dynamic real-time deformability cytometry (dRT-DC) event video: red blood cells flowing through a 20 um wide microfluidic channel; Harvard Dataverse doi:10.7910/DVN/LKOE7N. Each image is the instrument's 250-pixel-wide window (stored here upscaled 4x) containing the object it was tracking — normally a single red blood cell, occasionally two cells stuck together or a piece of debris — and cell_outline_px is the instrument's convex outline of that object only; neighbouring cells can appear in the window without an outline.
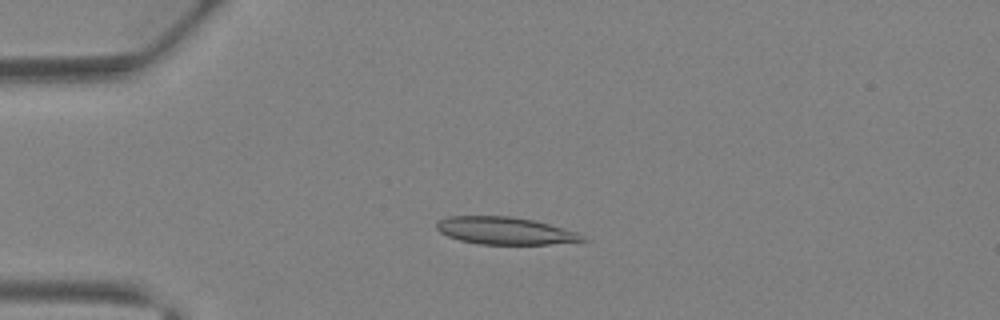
{"species": "Egyptian fruit bat (a non-hibernating species)", "species_latin": "Rousettus aegyptiacus", "temperature_condition": "warm", "stored_images_in_passage": 30, "camera_frame_rate_fps": 3000, "um_per_image_px": 0.085, "animal": {"sex": "female"}, "frame": {"image": 1, "passage_image": 8, "time_ms": 2.333, "image_size_px": [1000, 320], "cell_outline_px": [[576, 240], [540, 244], [488, 244], [464, 240], [452, 236], [444, 232], [440, 228], [448, 220], [460, 216], [496, 216], [524, 220], [544, 224], [556, 228]], "centroid_in_image_um": [42.73, 19.62], "position_along_channel_um": 42.3, "area_um2": 19.77}}
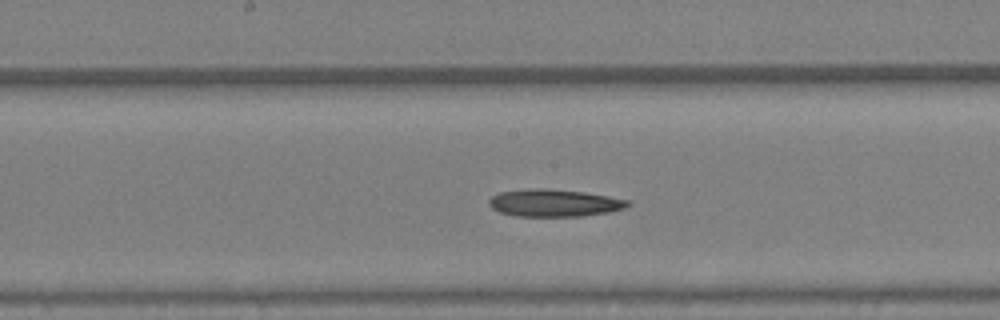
{"frame": {"image": 2, "passage_image": 19, "time_ms": 6.0, "image_size_px": [1000, 320], "cell_outline_px": [[628, 204], [616, 208], [596, 212], [560, 216], [532, 216], [504, 212], [496, 208], [492, 204], [492, 200], [496, 196], [508, 192], [576, 192], [624, 200]], "centroid_in_image_um": [47.08, 17.29], "position_along_channel_um": 201.1, "area_um2": 18.26}}
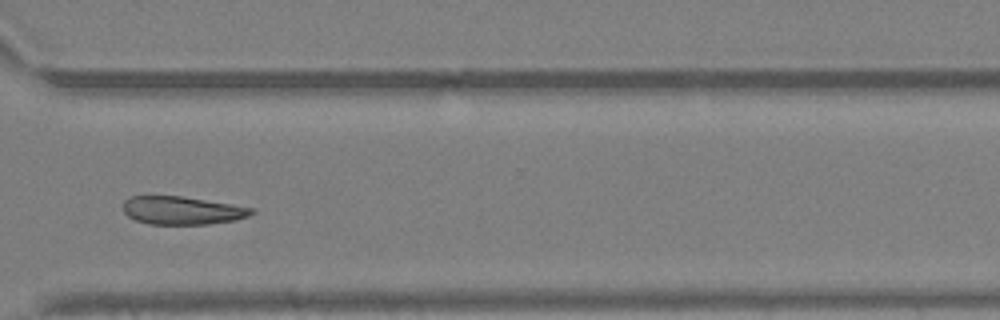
{"frame": {"image": 3, "passage_image": 28, "time_ms": 9.0, "image_size_px": [1000, 320], "cell_outline_px": [[252, 212], [244, 216], [228, 220], [196, 224], [156, 224], [140, 220], [132, 216], [124, 208], [124, 204], [128, 200], [136, 196], [176, 196], [248, 208]], "centroid_in_image_um": [15.39, 17.88], "position_along_channel_um": 355.2, "area_um2": 19.07}}